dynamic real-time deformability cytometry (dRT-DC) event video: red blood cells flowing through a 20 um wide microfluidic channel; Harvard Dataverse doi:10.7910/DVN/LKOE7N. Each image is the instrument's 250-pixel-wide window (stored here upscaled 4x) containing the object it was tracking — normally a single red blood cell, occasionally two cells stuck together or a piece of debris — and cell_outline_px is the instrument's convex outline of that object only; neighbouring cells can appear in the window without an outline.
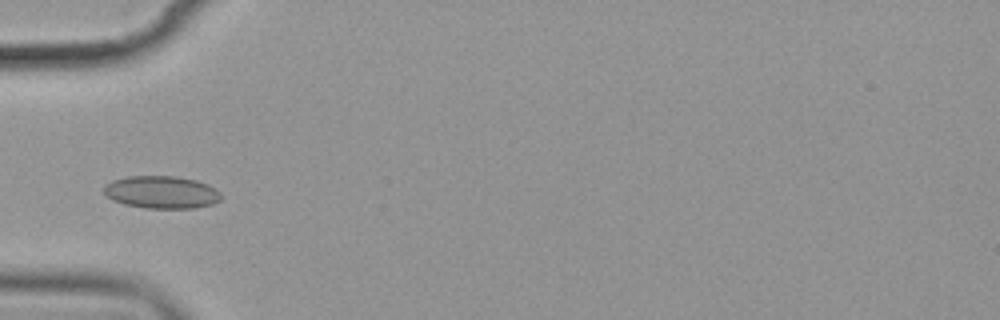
{"species": "common noctule bat (a hibernating species)", "species_latin": "Nyctalus noctula", "temperature_condition": "cold", "stored_images_in_passage": 6, "camera_frame_rate_fps": 3000, "um_per_image_px": 0.085, "animal": {"sex": "female", "body_mass_g": 19.9}, "frame": {"image": 1, "passage_image": 5, "time_ms": 4.667, "image_size_px": [1000, 320], "cell_outline_px": [[220, 200], [212, 204], [192, 208], [144, 208], [124, 204], [112, 200], [104, 192], [104, 184], [112, 180], [128, 176], [176, 176], [196, 180], [208, 184], [216, 188], [220, 192]], "centroid_in_image_um": [13.72, 16.33], "position_along_channel_um": 71.3, "area_um2": 22.31}}
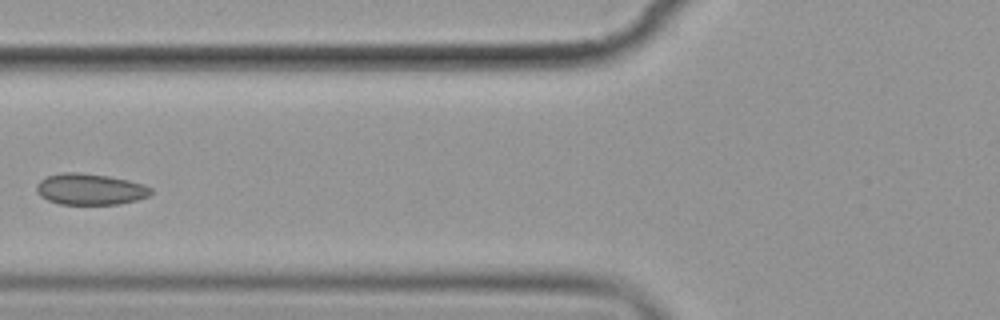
{"frame": {"image": 2, "passage_image": 6, "time_ms": 6.0, "image_size_px": [1000, 320], "cell_outline_px": [[152, 192], [148, 196], [136, 200], [120, 204], [60, 204], [48, 200], [40, 196], [36, 192], [36, 184], [40, 180], [48, 176], [60, 172], [80, 172], [108, 176], [128, 180], [144, 184], [152, 188]], "centroid_in_image_um": [7.65, 16.08], "position_along_channel_um": 118.2, "area_um2": 20.92}}